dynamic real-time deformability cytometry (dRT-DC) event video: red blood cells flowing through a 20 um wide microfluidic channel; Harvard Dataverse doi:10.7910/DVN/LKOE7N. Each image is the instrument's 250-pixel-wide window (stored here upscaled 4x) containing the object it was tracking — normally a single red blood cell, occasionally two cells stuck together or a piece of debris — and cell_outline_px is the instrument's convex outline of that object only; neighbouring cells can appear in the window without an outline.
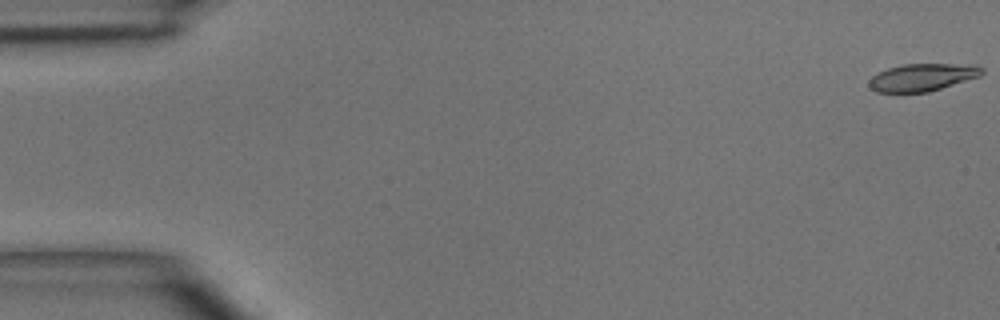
{"species": "common noctule bat (a hibernating species)", "species_latin": "Nyctalus noctula", "temperature_condition": "room temperature", "stored_images_in_passage": 5, "camera_frame_rate_fps": 3000, "um_per_image_px": 0.085, "animal": {"sex": "male", "body_mass_g": 15.6}, "frame": {"image": 1, "passage_image": 1, "time_ms": 0.0, "image_size_px": [1000, 320], "cell_outline_px": [[984, 72], [980, 76], [928, 92], [876, 92], [868, 84], [868, 80], [872, 76], [888, 68], [904, 64], [976, 64], [984, 68]], "centroid_in_image_um": [78.43, 6.56], "position_along_channel_um": 6.6, "area_um2": 18.03}}
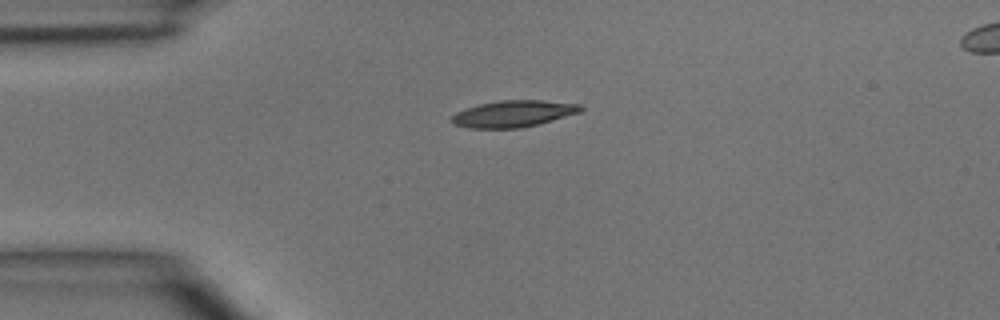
{"frame": {"image": 2, "passage_image": 4, "time_ms": 3.667, "image_size_px": [1000, 320], "cell_outline_px": [[584, 108], [580, 112], [552, 120], [520, 128], [468, 128], [452, 124], [448, 120], [456, 112], [480, 104], [500, 100], [540, 100], [580, 104]], "centroid_in_image_um": [43.6, 9.67], "position_along_channel_um": 41.4, "area_um2": 19.88}}